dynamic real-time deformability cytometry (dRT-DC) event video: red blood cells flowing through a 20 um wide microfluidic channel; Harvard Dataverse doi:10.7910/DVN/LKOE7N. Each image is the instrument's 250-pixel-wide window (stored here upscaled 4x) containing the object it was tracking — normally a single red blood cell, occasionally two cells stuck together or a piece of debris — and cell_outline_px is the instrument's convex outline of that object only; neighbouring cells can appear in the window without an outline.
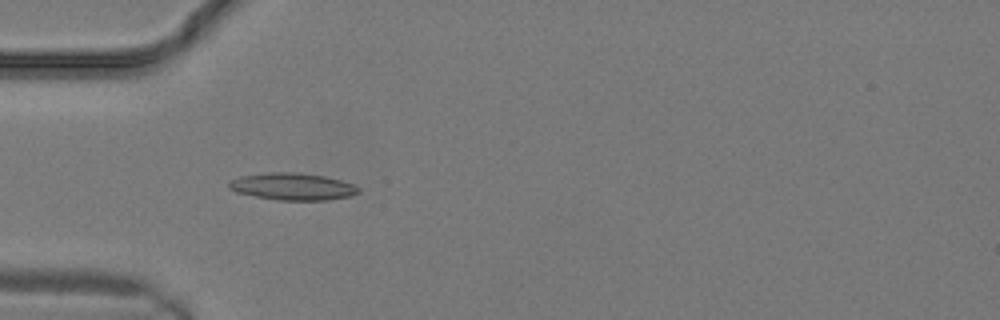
{"species": "common noctule bat (a hibernating species)", "species_latin": "Nyctalus noctula", "temperature_condition": "warm", "stored_images_in_passage": 10, "camera_frame_rate_fps": 3000, "um_per_image_px": 0.085, "animal": {"sex": "male", "body_mass_g": 19.2, "forearm_length_mm": 51.8}, "frame": {"image": 1, "passage_image": 7, "time_ms": 2.0, "image_size_px": [1000, 320], "cell_outline_px": [[360, 192], [352, 196], [328, 200], [276, 200], [236, 192], [228, 188], [228, 180], [240, 176], [268, 172], [292, 172], [324, 176], [340, 180], [352, 184], [360, 188]], "centroid_in_image_um": [24.85, 15.86], "position_along_channel_um": 60.1, "area_um2": 20.52}}
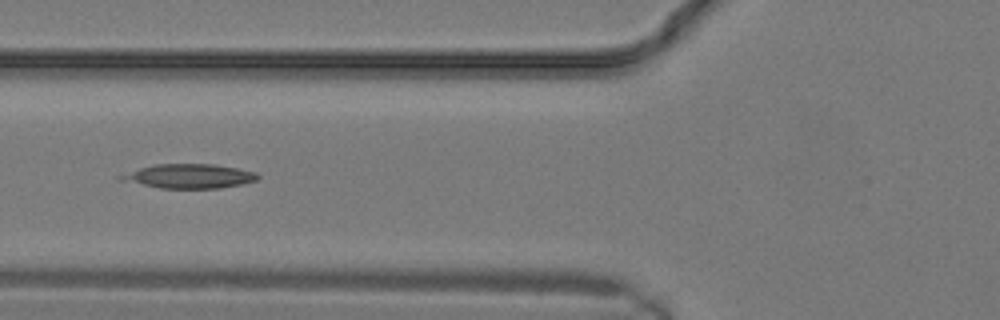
{"frame": {"image": 2, "passage_image": 9, "time_ms": 2.667, "image_size_px": [1000, 320], "cell_outline_px": [[260, 176], [256, 180], [244, 184], [220, 188], [160, 188], [116, 180], [116, 176], [140, 168], [156, 164], [216, 164], [256, 172]], "centroid_in_image_um": [16.05, 14.98], "position_along_channel_um": 109.8, "area_um2": 19.48}}